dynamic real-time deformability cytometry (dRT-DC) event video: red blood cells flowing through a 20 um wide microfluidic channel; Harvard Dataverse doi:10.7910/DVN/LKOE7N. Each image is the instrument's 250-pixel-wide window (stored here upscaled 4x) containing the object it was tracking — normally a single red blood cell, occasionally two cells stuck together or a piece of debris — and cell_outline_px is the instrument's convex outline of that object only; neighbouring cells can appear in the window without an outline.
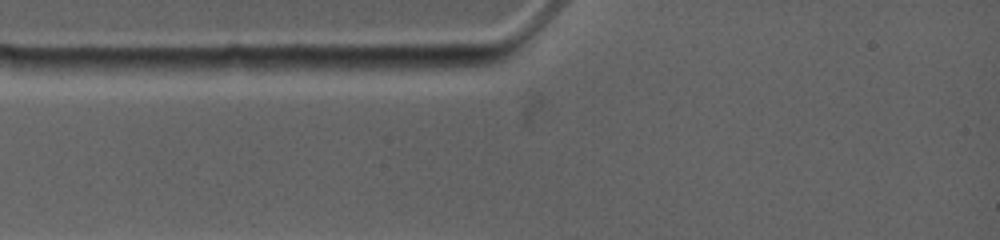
{"species": "common noctule bat (a hibernating species)", "species_latin": "Nyctalus noctula", "temperature_condition": "warm", "stored_images_in_passage": 3, "camera_frame_rate_fps": 4500, "um_per_image_px": 0.085, "animal": {"sex": "female", "body_mass_g": 19.0, "forearm_length_mm": 53.3}, "frame": {"image": 1, "passage_image": 1, "time_ms": 0.0, "image_size_px": [1000, 240], "cell_outline_px": [[256, 68], [208, 76], [140, 76], [116, 68], [108, 60], [228, 56], [236, 56], [256, 64]], "centroid_in_image_um": [15.62, 5.62], "position_along_channel_um": 69.4, "area_um2": 16.3}}